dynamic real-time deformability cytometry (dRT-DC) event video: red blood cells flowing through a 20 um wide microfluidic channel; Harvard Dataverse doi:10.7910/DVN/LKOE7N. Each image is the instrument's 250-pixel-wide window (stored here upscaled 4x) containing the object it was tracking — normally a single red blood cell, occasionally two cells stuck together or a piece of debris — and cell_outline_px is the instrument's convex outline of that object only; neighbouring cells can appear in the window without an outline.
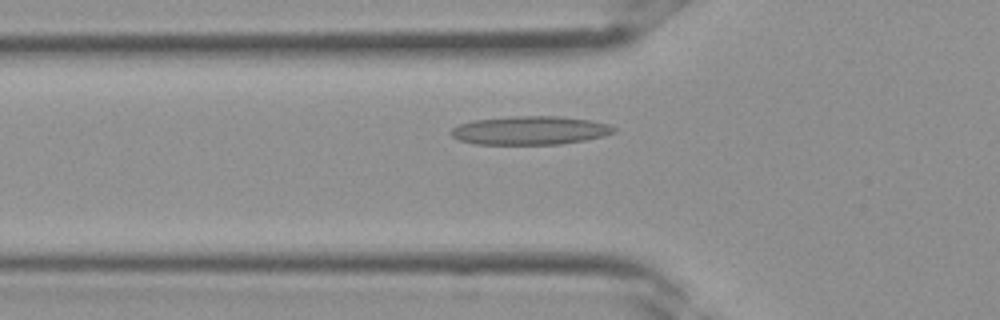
{"species": "Egyptian fruit bat (a non-hibernating species)", "species_latin": "Rousettus aegyptiacus", "temperature_condition": "room temperature", "stored_images_in_passage": 9, "camera_frame_rate_fps": 3000, "um_per_image_px": 0.085, "frame": {"image": 1, "passage_image": 8, "time_ms": 2.333, "image_size_px": [1000, 320], "cell_outline_px": [[616, 132], [604, 136], [584, 140], [560, 144], [476, 144], [460, 140], [452, 136], [448, 132], [452, 128], [460, 124], [472, 120], [508, 116], [560, 116], [588, 120], [608, 124], [616, 128]], "centroid_in_image_um": [45.04, 11.08], "position_along_channel_um": 80.8, "area_um2": 27.17}}